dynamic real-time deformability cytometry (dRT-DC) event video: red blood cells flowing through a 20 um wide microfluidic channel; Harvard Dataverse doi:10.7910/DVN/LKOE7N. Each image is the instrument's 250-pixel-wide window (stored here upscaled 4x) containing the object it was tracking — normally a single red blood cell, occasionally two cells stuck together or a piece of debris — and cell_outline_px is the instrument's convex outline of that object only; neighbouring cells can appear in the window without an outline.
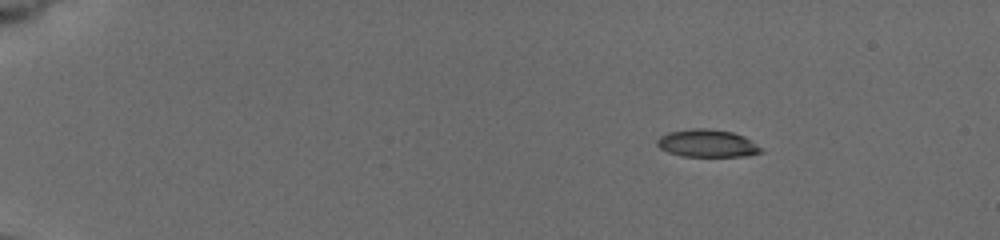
{"species": "common noctule bat (a hibernating species)", "species_latin": "Nyctalus noctula", "temperature_condition": "cold", "stored_images_in_passage": 9, "camera_frame_rate_fps": 3000, "um_per_image_px": 0.085, "animal": {"sex": "female", "body_mass_g": 19.5, "forearm_length_mm": 54.1}, "frame": {"image": 1, "passage_image": 1, "time_ms": 0.0, "image_size_px": [1000, 240], "cell_outline_px": [[764, 152], [744, 156], [680, 156], [668, 152], [660, 148], [656, 144], [656, 140], [660, 136], [668, 132], [692, 128], [708, 128], [732, 132], [744, 136], [764, 148]], "centroid_in_image_um": [60.13, 12.18], "position_along_channel_um": 24.9, "area_um2": 16.88}}
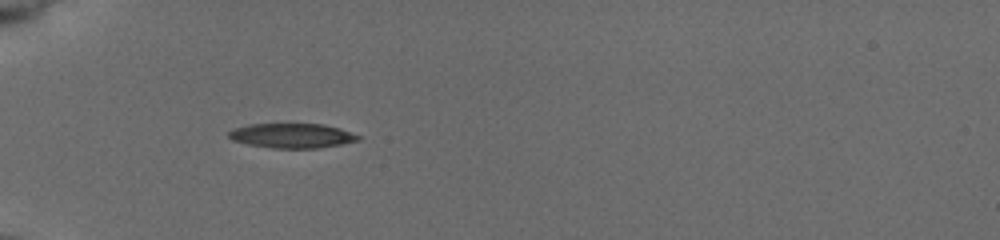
{"frame": {"image": 2, "passage_image": 7, "time_ms": 3.667, "image_size_px": [1000, 240], "cell_outline_px": [[360, 140], [340, 144], [316, 148], [272, 148], [248, 144], [232, 140], [228, 136], [228, 132], [232, 128], [248, 124], [324, 124], [340, 128], [360, 136]], "centroid_in_image_um": [24.79, 11.52], "position_along_channel_um": 60.2, "area_um2": 18.55}}
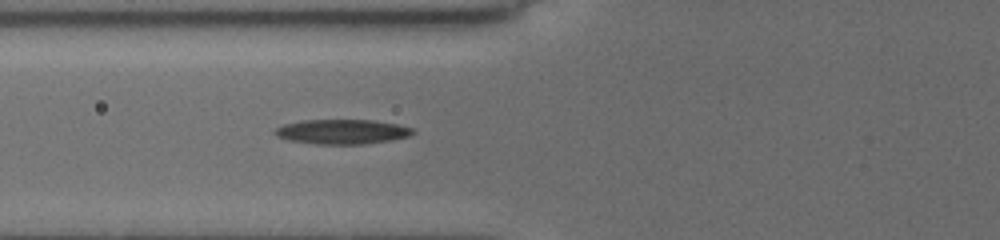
{"frame": {"image": 3, "passage_image": 9, "time_ms": 5.0, "image_size_px": [1000, 240], "cell_outline_px": [[416, 132], [408, 136], [392, 140], [364, 144], [316, 144], [288, 140], [276, 136], [272, 132], [276, 128], [284, 124], [300, 120], [372, 120], [396, 124], [412, 128]], "centroid_in_image_um": [29.05, 11.19], "position_along_channel_um": 96.8, "area_um2": 19.88}}